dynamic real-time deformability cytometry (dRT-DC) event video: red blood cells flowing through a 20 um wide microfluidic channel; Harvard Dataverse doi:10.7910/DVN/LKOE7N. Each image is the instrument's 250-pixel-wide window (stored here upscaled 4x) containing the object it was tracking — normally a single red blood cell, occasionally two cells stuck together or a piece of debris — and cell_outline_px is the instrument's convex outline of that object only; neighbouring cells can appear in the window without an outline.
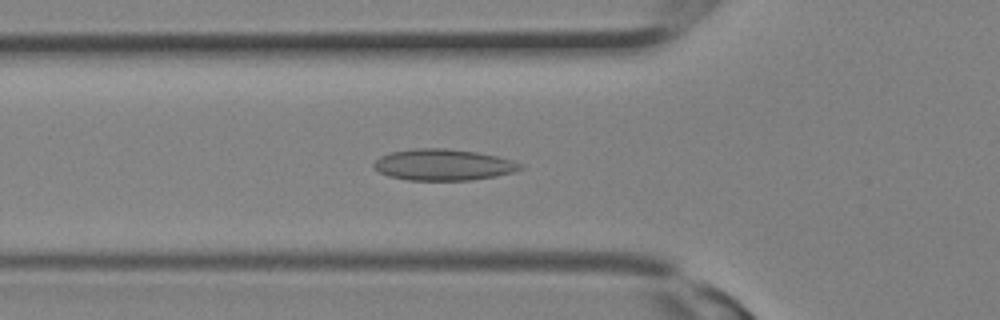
{"species": "Egyptian fruit bat (a non-hibernating species)", "species_latin": "Rousettus aegyptiacus", "temperature_condition": "room temperature", "stored_images_in_passage": 26, "camera_frame_rate_fps": 3000, "um_per_image_px": 0.085, "animal": {"sex": "female"}, "frame": {"image": 1, "passage_image": 9, "time_ms": 2.667, "image_size_px": [1000, 320], "cell_outline_px": [[524, 168], [512, 172], [496, 176], [468, 180], [408, 180], [388, 176], [380, 172], [372, 164], [380, 156], [392, 152], [416, 148], [448, 148], [476, 152], [496, 156], [512, 160], [524, 164]], "centroid_in_image_um": [37.69, 14.0], "position_along_channel_um": 88.1, "area_um2": 26.65}}
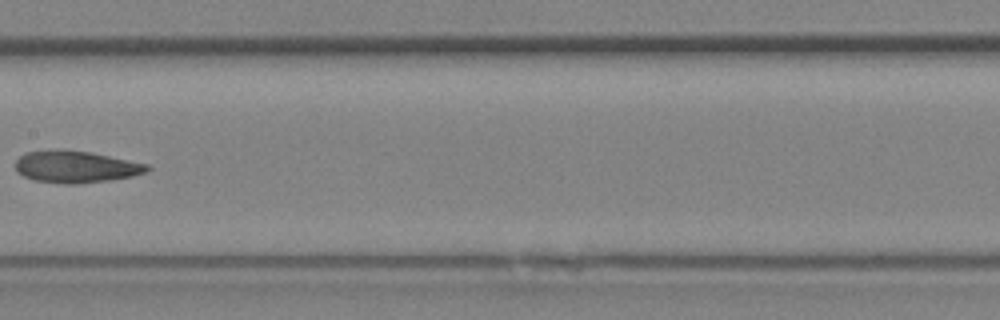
{"frame": {"image": 2, "passage_image": 14, "time_ms": 4.333, "image_size_px": [1000, 320], "cell_outline_px": [[152, 168], [148, 172], [132, 176], [112, 180], [76, 184], [64, 184], [36, 180], [24, 176], [16, 172], [16, 160], [20, 156], [28, 152], [92, 152], [148, 164]], "centroid_in_image_um": [6.53, 14.22], "position_along_channel_um": 200.9, "area_um2": 23.87}}
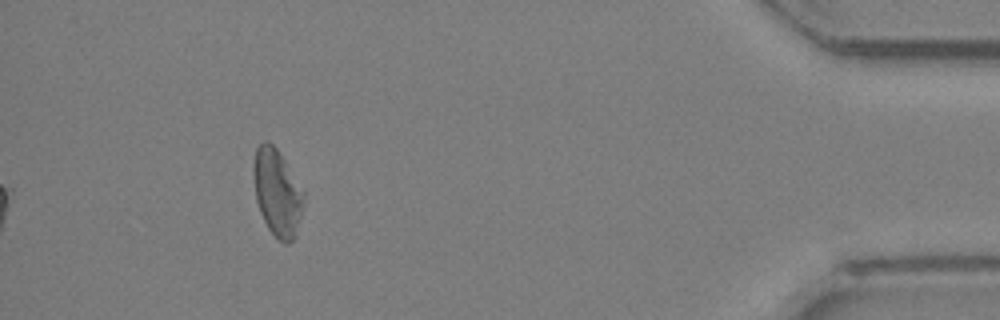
{"frame": {"image": 3, "passage_image": 26, "time_ms": 8.333, "image_size_px": [1000, 320], "cell_outline_px": [[304, 204], [292, 240], [288, 244], [284, 244], [268, 228], [260, 212], [256, 200], [252, 172], [252, 164], [256, 148], [264, 140], [268, 140], [280, 152], [304, 192]], "centroid_in_image_um": [23.53, 16.31], "position_along_channel_um": 411.7, "area_um2": 25.26}}